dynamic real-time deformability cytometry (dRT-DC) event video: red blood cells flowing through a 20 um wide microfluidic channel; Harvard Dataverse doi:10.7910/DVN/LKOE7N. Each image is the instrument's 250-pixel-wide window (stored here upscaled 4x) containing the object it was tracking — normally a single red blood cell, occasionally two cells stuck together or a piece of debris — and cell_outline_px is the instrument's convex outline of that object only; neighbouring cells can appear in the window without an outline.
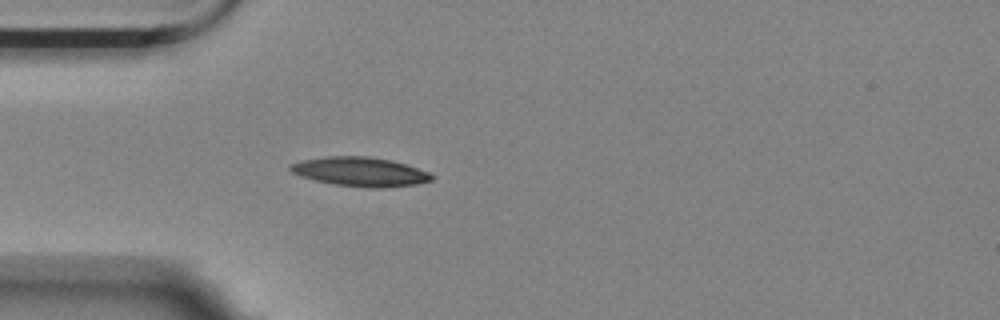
{"species": "Egyptian fruit bat (a non-hibernating species)", "species_latin": "Rousettus aegyptiacus", "temperature_condition": "room temperature", "stored_images_in_passage": 3, "camera_frame_rate_fps": 3000, "um_per_image_px": 0.085, "animal": {"sex": "female"}, "frame": {"image": 1, "passage_image": 3, "time_ms": 2.333, "image_size_px": [1000, 320], "cell_outline_px": [[436, 176], [432, 180], [416, 184], [384, 188], [372, 188], [336, 184], [316, 180], [300, 176], [292, 172], [288, 168], [288, 164], [304, 160], [328, 156], [368, 156], [392, 160], [428, 172]], "centroid_in_image_um": [30.62, 14.59], "position_along_channel_um": 54.4, "area_um2": 23.87}}